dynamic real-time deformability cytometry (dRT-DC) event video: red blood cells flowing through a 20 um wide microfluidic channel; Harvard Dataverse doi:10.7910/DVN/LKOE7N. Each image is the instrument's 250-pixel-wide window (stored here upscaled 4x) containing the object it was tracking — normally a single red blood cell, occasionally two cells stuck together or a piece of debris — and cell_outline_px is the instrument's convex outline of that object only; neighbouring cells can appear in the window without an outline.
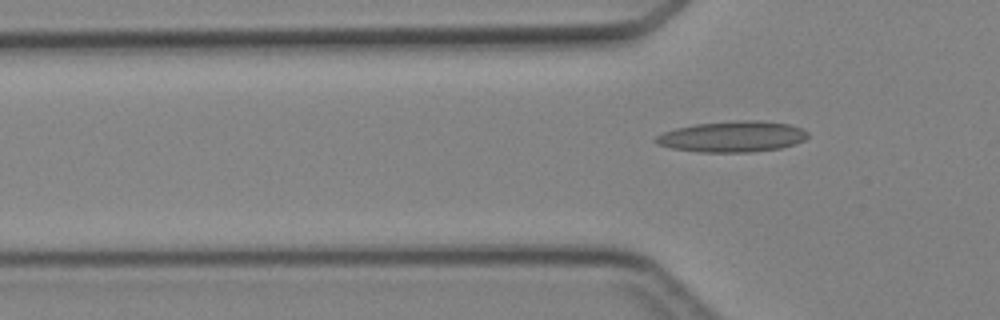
{"species": "Egyptian fruit bat (a non-hibernating species)", "species_latin": "Rousettus aegyptiacus", "temperature_condition": "cold", "stored_images_in_passage": 4, "segment_of_instrument_passage": [2, 2], "camera_frame_rate_fps": 3000, "um_per_image_px": 0.085, "animal": {"sex": "female"}, "frame": {"image": 1, "passage_image": 4, "time_ms": 4.333, "image_size_px": [1000, 320], "cell_outline_px": [[808, 136], [804, 140], [796, 144], [780, 148], [752, 152], [700, 152], [672, 148], [656, 144], [652, 140], [656, 136], [664, 132], [676, 128], [696, 124], [736, 120], [756, 120], [788, 124], [800, 128], [808, 132]], "centroid_in_image_um": [62.24, 11.61], "position_along_channel_um": 63.6, "area_um2": 27.4}}